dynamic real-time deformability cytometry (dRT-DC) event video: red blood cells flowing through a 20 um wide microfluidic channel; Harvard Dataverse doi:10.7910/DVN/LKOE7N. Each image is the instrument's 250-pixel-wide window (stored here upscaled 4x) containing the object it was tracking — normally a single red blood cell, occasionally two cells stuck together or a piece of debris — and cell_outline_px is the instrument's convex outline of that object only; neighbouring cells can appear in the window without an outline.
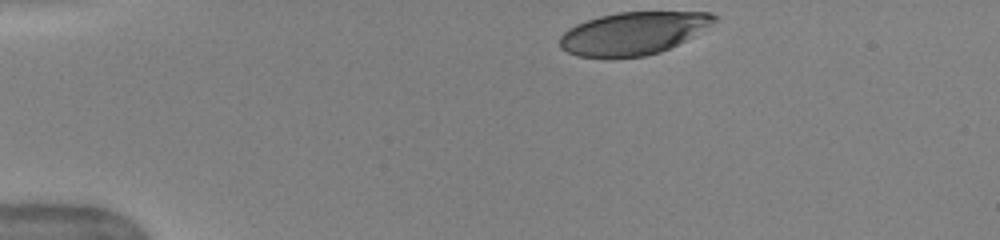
{"species": "human", "species_latin": "Homo sapiens", "temperature_condition": "warm", "stored_images_in_passage": 42, "camera_frame_rate_fps": 3000, "um_per_image_px": 0.085, "donor": {"sex": "female"}, "frame": {"image": 1, "passage_image": 1, "time_ms": 0.0, "image_size_px": [1000, 240], "cell_outline_px": [[720, 16], [712, 24], [692, 36], [660, 52], [644, 56], [576, 56], [560, 48], [560, 36], [568, 28], [576, 24], [600, 16], [620, 12], [712, 12]], "centroid_in_image_um": [53.83, 2.8], "position_along_channel_um": 31.2, "area_um2": 37.8}}
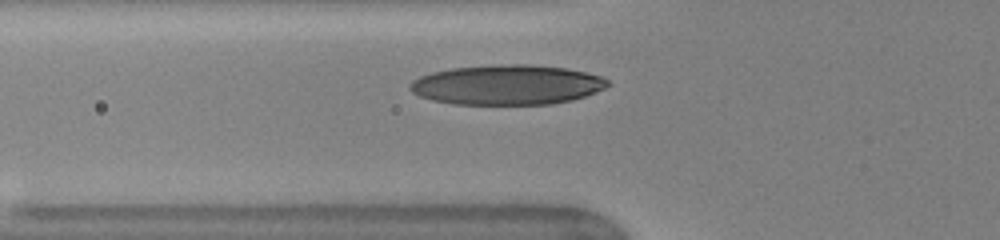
{"frame": {"image": 2, "passage_image": 10, "time_ms": 3.0, "image_size_px": [1000, 240], "cell_outline_px": [[612, 84], [596, 92], [572, 100], [552, 104], [452, 104], [432, 100], [420, 96], [412, 92], [408, 88], [408, 84], [412, 80], [420, 76], [432, 72], [452, 68], [500, 64], [528, 64], [568, 68], [600, 76], [608, 80]], "centroid_in_image_um": [43.09, 7.21], "position_along_channel_um": 82.7, "area_um2": 46.12}}
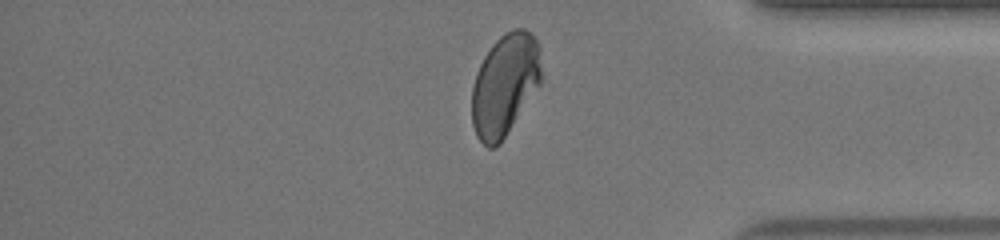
{"frame": {"image": 3, "passage_image": 34, "time_ms": 11.0, "image_size_px": [1000, 240], "cell_outline_px": [[544, 76], [540, 84], [500, 144], [492, 148], [488, 148], [476, 136], [472, 124], [472, 88], [476, 72], [484, 56], [492, 44], [504, 32], [512, 28], [524, 28], [536, 40], [540, 48]], "centroid_in_image_um": [42.93, 7.19], "position_along_channel_um": 392.3, "area_um2": 41.67}, "authors_computed_cell_mechanics": {"area_um2": 42.8876, "velocity_mm_per_s": 4.0352, "shape_relaxation_time_tau1_ms": 4.57, "shape_relaxation_time_tau2_ms": 1.0966, "deformation_change_tau1": 0.1946, "deformation_change_tau2": 0.0662}}